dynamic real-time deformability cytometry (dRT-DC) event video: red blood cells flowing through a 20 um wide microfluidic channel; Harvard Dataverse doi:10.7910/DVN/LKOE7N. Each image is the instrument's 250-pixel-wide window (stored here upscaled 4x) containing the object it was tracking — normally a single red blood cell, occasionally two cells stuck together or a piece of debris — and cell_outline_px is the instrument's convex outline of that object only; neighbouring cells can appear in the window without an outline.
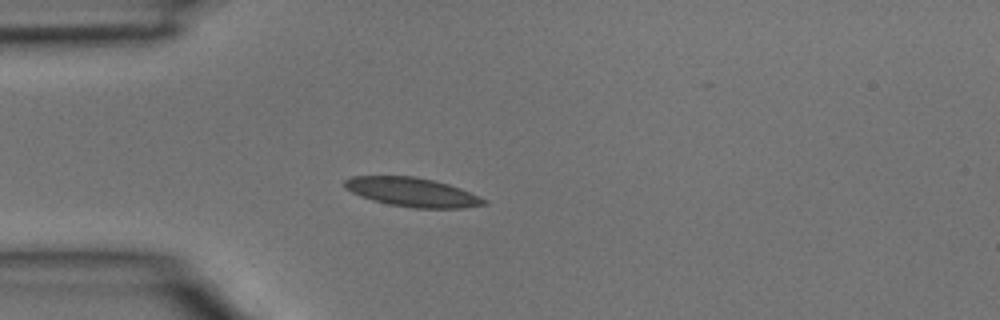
{"species": "common noctule bat (a hibernating species)", "species_latin": "Nyctalus noctula", "temperature_condition": "room temperature", "stored_images_in_passage": 3, "camera_frame_rate_fps": 3000, "um_per_image_px": 0.085, "animal": {"sex": "male", "body_mass_g": 15.6}, "frame": {"image": 1, "passage_image": 3, "time_ms": 0.667, "image_size_px": [1000, 320], "cell_outline_px": [[488, 204], [464, 208], [412, 208], [388, 204], [372, 200], [360, 196], [344, 188], [344, 180], [352, 176], [416, 176], [448, 184], [460, 188], [488, 200]], "centroid_in_image_um": [35.04, 16.34], "position_along_channel_um": 50.0, "area_um2": 23.64}}